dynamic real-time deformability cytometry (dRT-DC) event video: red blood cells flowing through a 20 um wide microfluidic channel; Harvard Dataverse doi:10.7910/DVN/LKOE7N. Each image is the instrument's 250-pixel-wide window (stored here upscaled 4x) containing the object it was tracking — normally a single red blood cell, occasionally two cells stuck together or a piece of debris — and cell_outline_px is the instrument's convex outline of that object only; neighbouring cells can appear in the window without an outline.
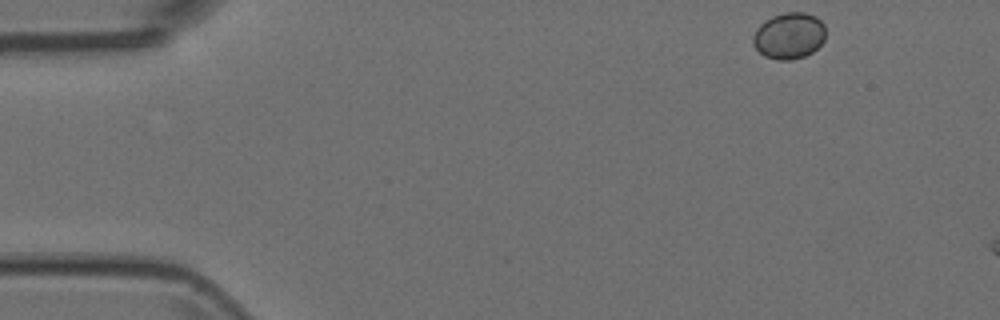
{"species": "Egyptian fruit bat (a non-hibernating species)", "species_latin": "Rousettus aegyptiacus", "temperature_condition": "room temperature", "stored_images_in_passage": 3, "camera_frame_rate_fps": 3000, "um_per_image_px": 0.085, "animal": {"sex": "female"}, "frame": {"image": 1, "passage_image": 1, "time_ms": 0.0, "image_size_px": [1000, 320], "cell_outline_px": [[824, 40], [812, 52], [804, 56], [792, 60], [776, 60], [764, 56], [752, 44], [752, 36], [756, 28], [764, 20], [772, 16], [784, 12], [804, 12], [816, 16], [824, 24]], "centroid_in_image_um": [67.04, 3.03], "position_along_channel_um": 18.0, "area_um2": 19.77}}